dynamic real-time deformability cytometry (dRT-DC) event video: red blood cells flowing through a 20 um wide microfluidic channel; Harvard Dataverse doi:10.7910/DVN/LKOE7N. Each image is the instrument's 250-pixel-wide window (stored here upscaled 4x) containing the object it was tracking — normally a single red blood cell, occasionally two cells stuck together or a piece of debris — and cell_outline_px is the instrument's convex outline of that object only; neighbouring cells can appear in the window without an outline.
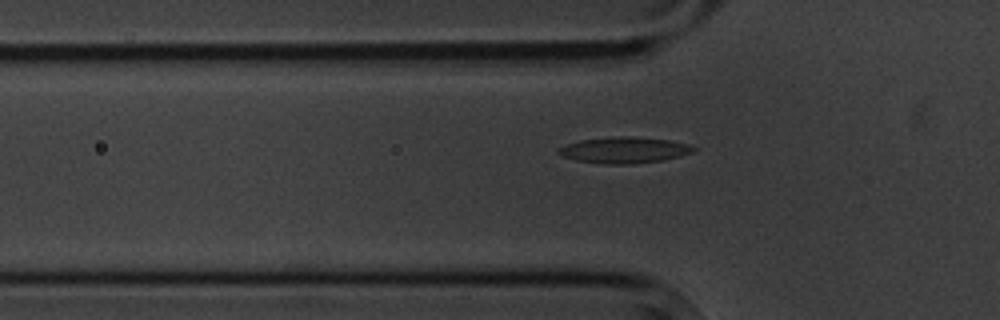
{"species": "common noctule bat (a hibernating species)", "species_latin": "Nyctalus noctula", "temperature_condition": "cold", "stored_images_in_passage": 3, "segment_of_instrument_passage": [2, 2], "camera_frame_rate_fps": 3000, "um_per_image_px": 0.085, "animal": {"sex": "male", "body_mass_g": 20.1, "forearm_length_mm": 53.5}, "frame": {"image": 1, "passage_image": 3, "time_ms": 2.333, "image_size_px": [1000, 320], "cell_outline_px": [[696, 148], [692, 152], [680, 156], [664, 160], [632, 164], [600, 164], [576, 160], [560, 156], [556, 152], [556, 148], [580, 140], [620, 136], [628, 136], [668, 140], [688, 144]], "centroid_in_image_um": [53.01, 12.77], "position_along_channel_um": 72.8, "area_um2": 20.58}}